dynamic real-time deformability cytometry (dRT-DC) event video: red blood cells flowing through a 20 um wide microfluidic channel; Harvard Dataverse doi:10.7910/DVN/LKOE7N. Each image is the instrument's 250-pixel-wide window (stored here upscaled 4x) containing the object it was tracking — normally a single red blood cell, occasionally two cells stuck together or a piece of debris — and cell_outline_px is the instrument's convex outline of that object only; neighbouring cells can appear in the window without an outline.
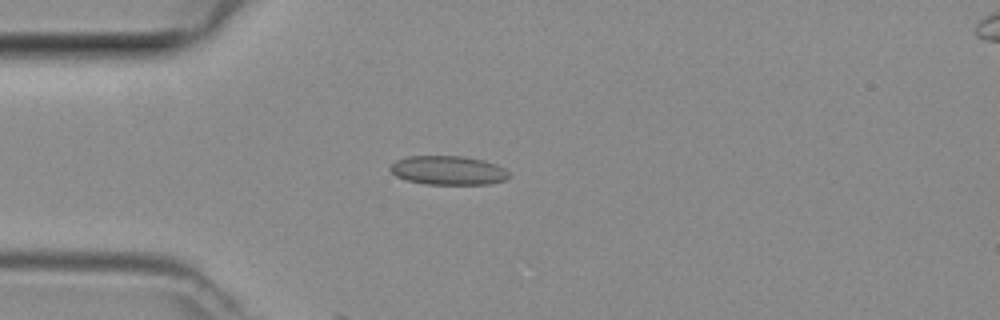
{"species": "common noctule bat (a hibernating species)", "species_latin": "Nyctalus noctula", "temperature_condition": "room temperature", "stored_images_in_passage": 11, "camera_frame_rate_fps": 3000, "um_per_image_px": 0.085, "animal": {"sex": "female", "body_mass_g": 29.2, "forearm_length_mm": 56.3}, "frame": {"image": 1, "passage_image": 2, "time_ms": 0.333, "image_size_px": [1000, 320], "cell_outline_px": [[508, 176], [504, 180], [492, 184], [424, 184], [408, 180], [396, 176], [388, 168], [396, 160], [408, 156], [464, 156], [484, 160], [496, 164], [504, 168], [508, 172]], "centroid_in_image_um": [38.09, 14.47], "position_along_channel_um": 46.9, "area_um2": 20.06}}